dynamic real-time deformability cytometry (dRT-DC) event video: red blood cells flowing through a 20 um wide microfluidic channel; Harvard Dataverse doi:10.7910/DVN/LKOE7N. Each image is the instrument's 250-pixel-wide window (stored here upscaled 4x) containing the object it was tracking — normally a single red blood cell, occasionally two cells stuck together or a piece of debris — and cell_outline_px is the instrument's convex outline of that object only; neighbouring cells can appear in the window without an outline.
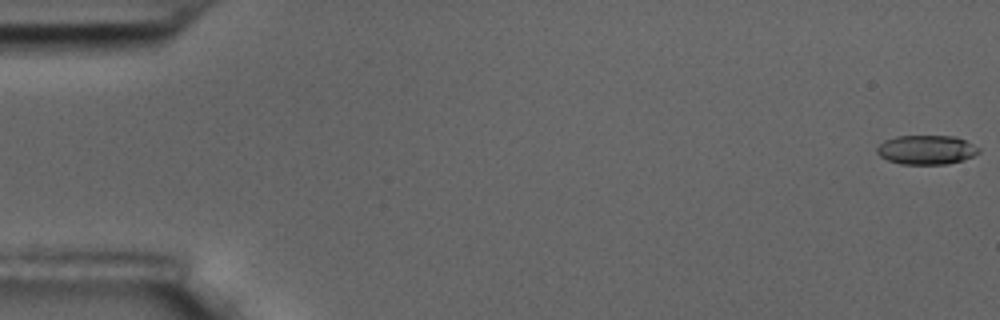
{"species": "common noctule bat (a hibernating species)", "species_latin": "Nyctalus noctula", "temperature_condition": "room temperature", "stored_images_in_passage": 6, "camera_frame_rate_fps": 3000, "um_per_image_px": 0.085, "animal": {"sex": "male", "body_mass_g": 17.5, "forearm_length_mm": 52.3}, "frame": {"image": 1, "passage_image": 1, "time_ms": 0.0, "image_size_px": [1000, 320], "cell_outline_px": [[980, 152], [964, 160], [948, 164], [900, 164], [888, 160], [880, 156], [876, 152], [876, 148], [884, 140], [896, 136], [956, 136], [980, 148]], "centroid_in_image_um": [78.74, 12.73], "position_along_channel_um": 6.3, "area_um2": 17.4}}
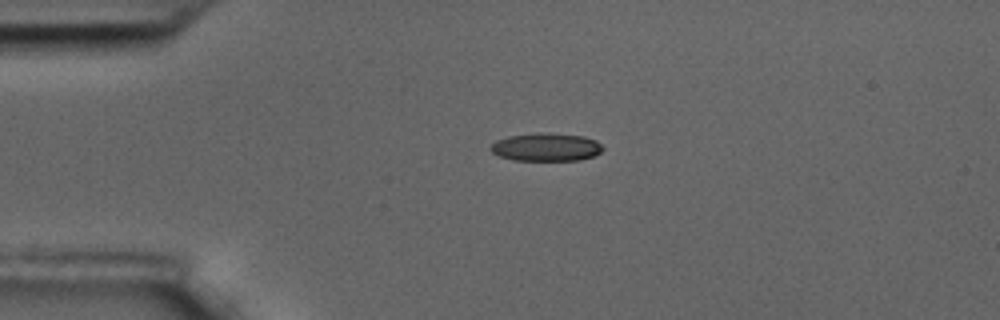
{"frame": {"image": 2, "passage_image": 4, "time_ms": 1.0, "image_size_px": [1000, 320], "cell_outline_px": [[604, 148], [600, 152], [592, 156], [580, 160], [512, 160], [500, 156], [492, 152], [488, 148], [496, 140], [508, 136], [536, 132], [548, 132], [584, 136], [596, 140]], "centroid_in_image_um": [46.4, 12.49], "position_along_channel_um": 38.6, "area_um2": 18.5}}
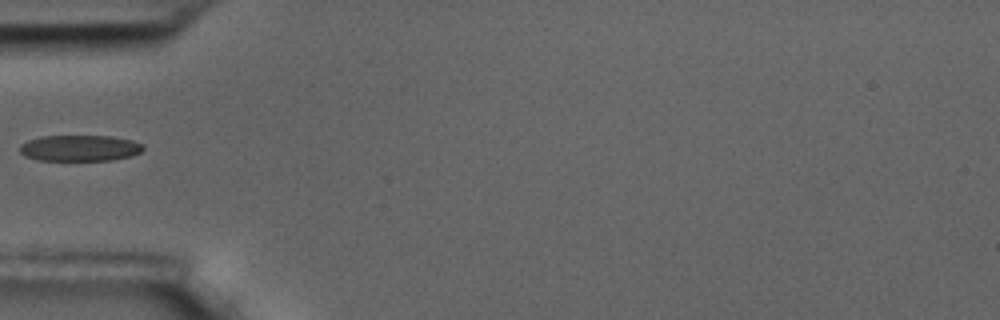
{"frame": {"image": 3, "passage_image": 6, "time_ms": 1.667, "image_size_px": [1000, 320], "cell_outline_px": [[144, 148], [140, 152], [132, 156], [112, 160], [40, 160], [24, 156], [20, 152], [20, 144], [28, 140], [40, 136], [112, 136], [132, 140], [144, 144]], "centroid_in_image_um": [6.79, 12.58], "position_along_channel_um": 78.2, "area_um2": 18.84}}